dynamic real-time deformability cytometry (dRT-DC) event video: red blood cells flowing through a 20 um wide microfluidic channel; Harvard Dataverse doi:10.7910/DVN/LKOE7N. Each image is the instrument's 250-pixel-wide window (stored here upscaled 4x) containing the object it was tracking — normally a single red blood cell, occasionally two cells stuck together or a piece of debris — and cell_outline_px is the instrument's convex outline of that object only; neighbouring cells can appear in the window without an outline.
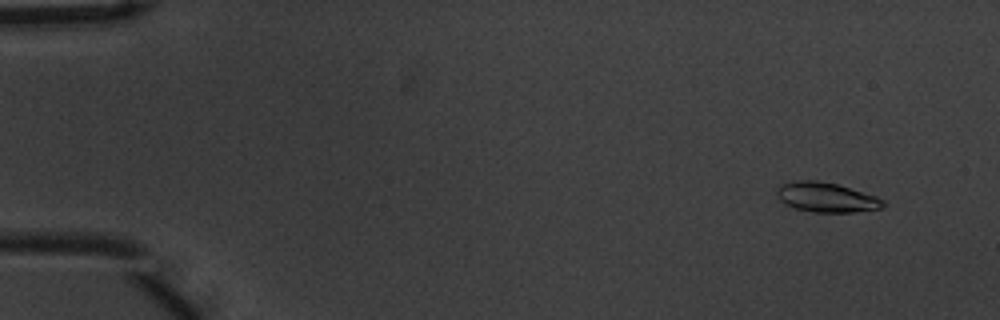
{"species": "common noctule bat (a hibernating species)", "species_latin": "Nyctalus noctula", "temperature_condition": "warm", "stored_images_in_passage": 56, "camera_frame_rate_fps": 3000, "um_per_image_px": 0.085, "animal": {"sex": "male", "body_mass_g": 20.1, "forearm_length_mm": 53.5}, "frame": {"image": 1, "passage_image": 5, "time_ms": 1.333, "image_size_px": [1000, 320], "cell_outline_px": [[884, 208], [852, 212], [812, 212], [796, 208], [784, 204], [780, 200], [776, 192], [776, 188], [780, 184], [796, 180], [816, 180], [836, 184], [876, 196], [884, 200]], "centroid_in_image_um": [70.21, 16.77], "position_along_channel_um": 14.8, "area_um2": 18.38}}
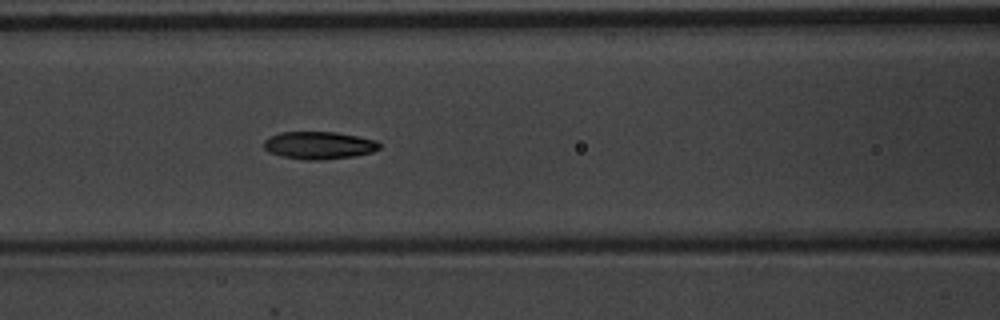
{"frame": {"image": 2, "passage_image": 25, "time_ms": 8.0, "image_size_px": [1000, 320], "cell_outline_px": [[380, 148], [372, 152], [356, 156], [320, 160], [304, 160], [280, 156], [268, 152], [264, 148], [264, 140], [280, 132], [336, 132], [360, 136], [376, 140], [380, 144]], "centroid_in_image_um": [27.12, 12.35], "position_along_channel_um": 139.5, "area_um2": 18.73}}
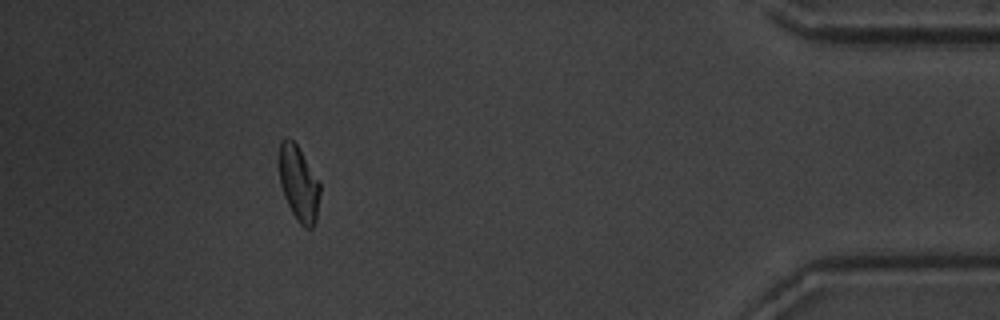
{"frame": {"image": 3, "passage_image": 51, "time_ms": 16.667, "image_size_px": [1000, 320], "cell_outline_px": [[320, 192], [316, 220], [312, 228], [304, 228], [300, 224], [292, 212], [284, 196], [280, 184], [280, 140], [288, 136], [296, 144], [320, 180]], "centroid_in_image_um": [25.41, 15.6], "position_along_channel_um": 409.8, "area_um2": 17.86}, "authors_computed_cell_mechanics": {"area_um2": 18.4382, "velocity_mm_per_s": 3.709, "shape_relaxation_time_tau1_ms": 3.3248, "shape_relaxation_time_tau2_ms": 6.3191, "deformation_change_tau1": 0.1538, "deformation_change_tau2": 0.087}}